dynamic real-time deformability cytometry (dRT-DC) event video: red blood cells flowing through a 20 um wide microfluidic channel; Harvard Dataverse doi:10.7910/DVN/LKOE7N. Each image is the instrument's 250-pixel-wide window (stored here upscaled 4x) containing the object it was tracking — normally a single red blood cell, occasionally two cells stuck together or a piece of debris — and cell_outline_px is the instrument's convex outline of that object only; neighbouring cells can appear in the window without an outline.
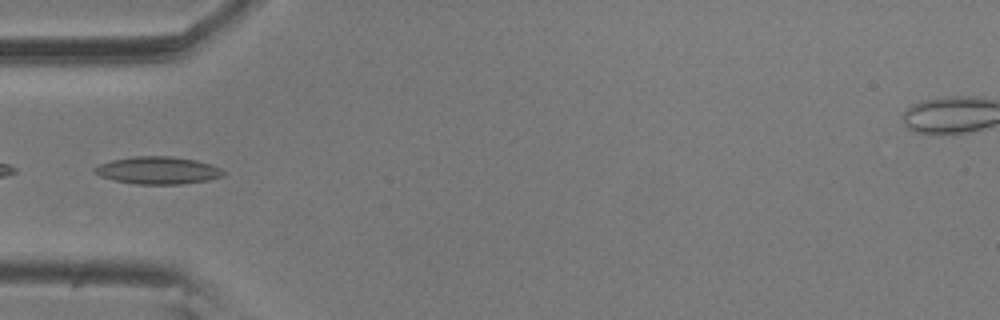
{"species": "common noctule bat (a hibernating species)", "species_latin": "Nyctalus noctula", "temperature_condition": "room temperature", "stored_images_in_passage": 20, "camera_frame_rate_fps": 3000, "um_per_image_px": 0.085, "animal": {"sex": "male", "body_mass_g": 20.5, "forearm_length_mm": 52.5}, "frame": {"image": 1, "passage_image": 1, "time_ms": 0.0, "image_size_px": [1000, 320], "cell_outline_px": [[224, 176], [208, 180], [180, 184], [136, 184], [116, 180], [100, 176], [92, 172], [92, 168], [100, 164], [112, 160], [132, 156], [172, 156], [196, 160], [212, 164], [220, 168], [224, 172]], "centroid_in_image_um": [13.42, 14.47], "position_along_channel_um": 71.6, "area_um2": 20.63}}
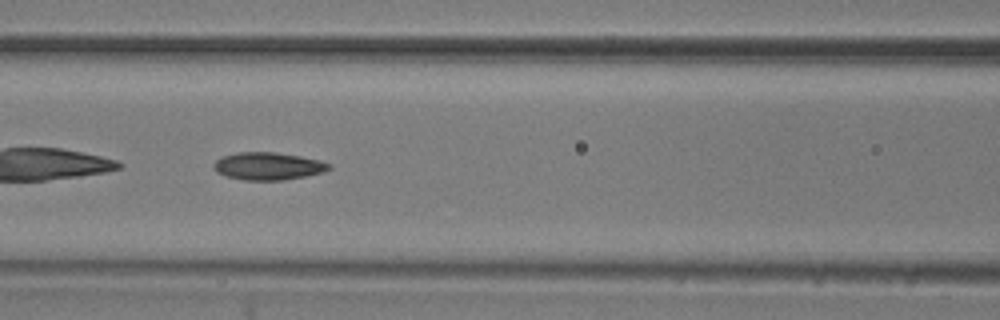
{"frame": {"image": 2, "passage_image": 7, "time_ms": 2.0, "image_size_px": [1000, 320], "cell_outline_px": [[332, 168], [324, 172], [304, 176], [280, 180], [244, 180], [228, 176], [216, 172], [212, 168], [212, 164], [220, 156], [236, 152], [272, 152], [300, 156], [320, 160], [332, 164]], "centroid_in_image_um": [22.76, 14.11], "position_along_channel_um": 143.8, "area_um2": 18.61}}
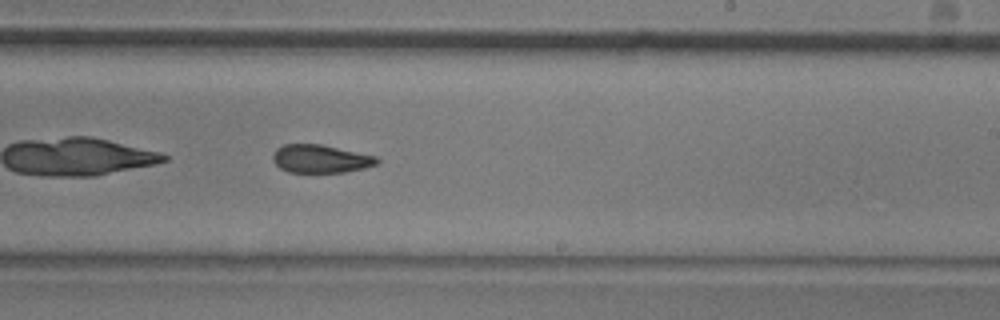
{"frame": {"image": 3, "passage_image": 17, "time_ms": 5.333, "image_size_px": [1000, 320], "cell_outline_px": [[380, 160], [376, 164], [364, 168], [344, 172], [288, 172], [280, 168], [272, 160], [272, 156], [276, 148], [284, 144], [320, 144], [376, 156]], "centroid_in_image_um": [27.22, 13.49], "position_along_channel_um": 261.8, "area_um2": 16.99}}